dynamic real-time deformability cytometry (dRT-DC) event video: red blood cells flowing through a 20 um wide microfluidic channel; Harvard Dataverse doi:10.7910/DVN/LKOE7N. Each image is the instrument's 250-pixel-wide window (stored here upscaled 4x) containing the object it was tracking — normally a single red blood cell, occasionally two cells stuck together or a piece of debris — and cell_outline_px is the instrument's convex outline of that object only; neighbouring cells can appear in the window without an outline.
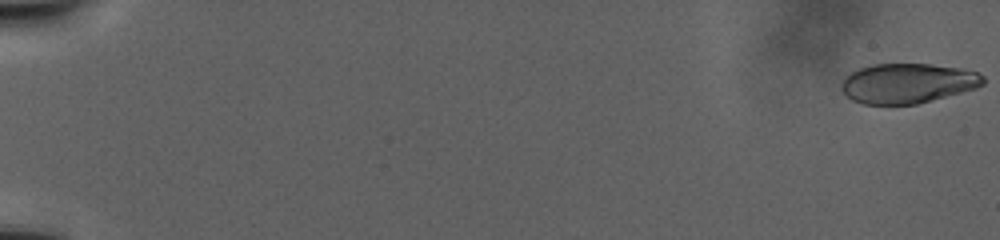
{"species": "human", "species_latin": "Homo sapiens", "temperature_condition": "warm", "stored_images_in_passage": 98, "camera_frame_rate_fps": 3000, "um_per_image_px": 0.085, "donor": {"sex": "male"}, "frame": {"image": 1, "passage_image": 1, "time_ms": 0.0, "image_size_px": [1000, 240], "cell_outline_px": [[984, 84], [976, 88], [932, 100], [916, 104], [864, 104], [852, 100], [840, 88], [840, 84], [852, 72], [860, 68], [872, 64], [928, 64], [956, 68], [976, 72], [984, 76]], "centroid_in_image_um": [77.14, 7.08], "position_along_channel_um": 7.9, "area_um2": 32.54}}
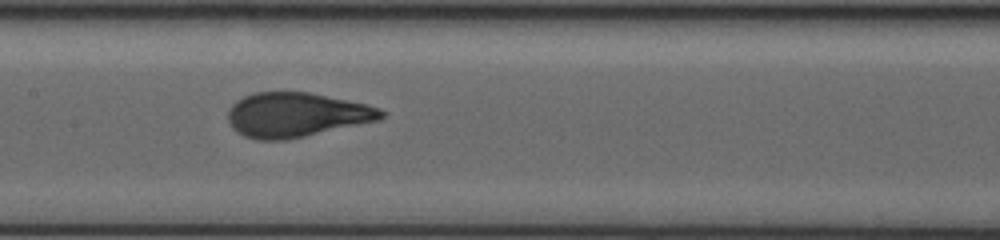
{"frame": {"image": 2, "passage_image": 55, "time_ms": 23.333, "image_size_px": [1000, 240], "cell_outline_px": [[384, 116], [380, 120], [288, 140], [256, 140], [244, 136], [232, 128], [228, 120], [228, 112], [232, 104], [236, 100], [244, 96], [256, 92], [308, 92], [364, 104], [380, 108], [384, 112]], "centroid_in_image_um": [25.16, 9.77], "position_along_channel_um": 182.2, "area_um2": 39.65}}
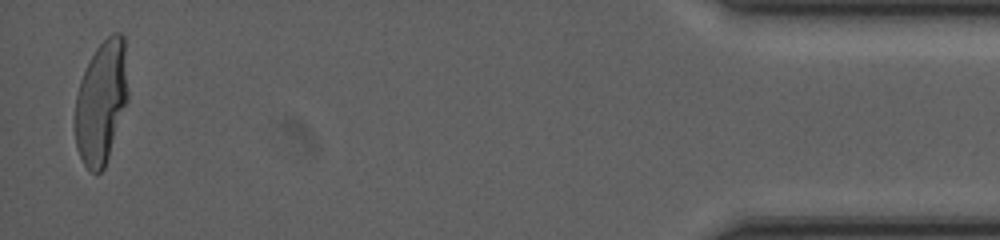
{"frame": {"image": 3, "passage_image": 98, "time_ms": 42.333, "image_size_px": [1000, 240], "cell_outline_px": [[128, 100], [104, 168], [100, 172], [92, 172], [84, 164], [76, 148], [76, 96], [80, 80], [96, 48], [112, 32], [120, 32], [124, 36], [128, 92]], "centroid_in_image_um": [8.63, 8.66], "position_along_channel_um": 426.6, "area_um2": 37.57}}